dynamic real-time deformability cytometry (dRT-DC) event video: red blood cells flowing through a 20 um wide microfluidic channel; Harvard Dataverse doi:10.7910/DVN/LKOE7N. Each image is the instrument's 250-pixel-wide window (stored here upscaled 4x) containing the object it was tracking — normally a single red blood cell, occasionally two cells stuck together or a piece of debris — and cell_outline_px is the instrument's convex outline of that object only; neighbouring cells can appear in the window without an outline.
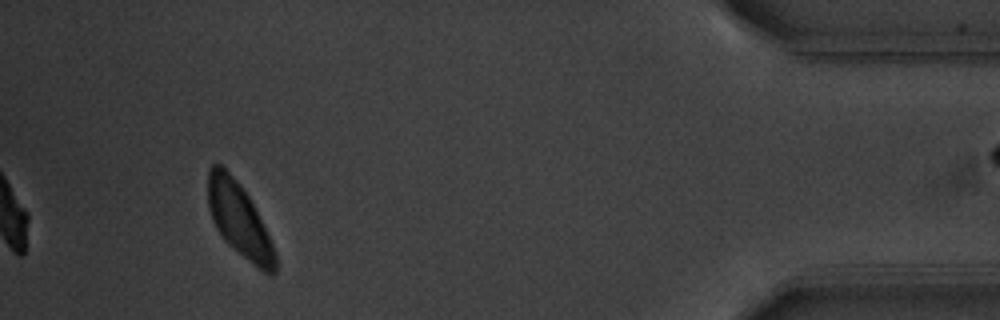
{"species": "common noctule bat (a hibernating species)", "species_latin": "Nyctalus noctula", "temperature_condition": "warm", "stored_images_in_passage": 52, "camera_frame_rate_fps": 3000, "um_per_image_px": 0.085, "animal": {"sex": "male", "body_mass_g": 20.1, "forearm_length_mm": 53.5}, "frame": {"image": 1, "passage_image": 52, "time_ms": 17.0, "image_size_px": [1000, 320], "cell_outline_px": [[276, 272], [272, 276], [264, 272], [232, 248], [224, 240], [216, 228], [212, 220], [208, 208], [208, 168], [212, 164], [220, 164], [240, 184], [248, 196], [276, 252]], "centroid_in_image_um": [20.3, 18.69], "position_along_channel_um": 414.9, "area_um2": 28.44}}